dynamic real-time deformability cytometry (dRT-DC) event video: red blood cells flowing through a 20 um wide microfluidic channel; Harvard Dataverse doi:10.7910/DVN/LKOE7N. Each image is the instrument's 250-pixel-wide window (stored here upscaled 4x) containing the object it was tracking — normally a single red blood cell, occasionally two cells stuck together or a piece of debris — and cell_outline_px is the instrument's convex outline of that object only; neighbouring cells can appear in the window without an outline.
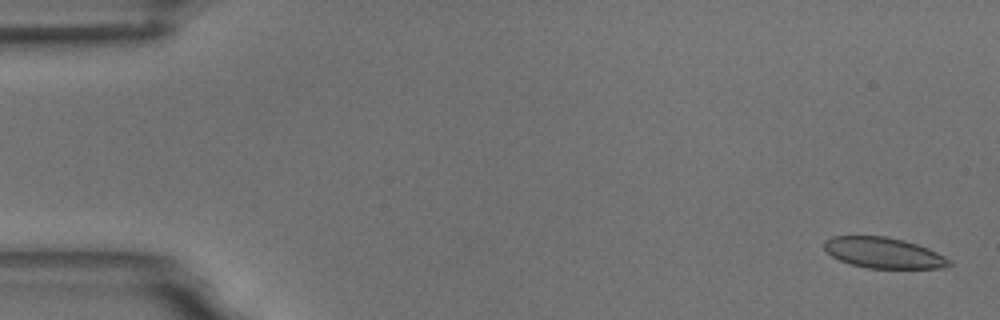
{"species": "common noctule bat (a hibernating species)", "species_latin": "Nyctalus noctula", "temperature_condition": "room temperature", "stored_images_in_passage": 56, "segment_of_instrument_passage": [1, 2], "camera_frame_rate_fps": 3000, "um_per_image_px": 0.085, "animal": {"sex": "male", "body_mass_g": 18.8}, "frame": {"image": 1, "passage_image": 1, "time_ms": 0.0, "image_size_px": [1000, 320], "cell_outline_px": [[952, 264], [944, 268], [868, 268], [852, 264], [840, 260], [832, 256], [824, 248], [824, 240], [832, 236], [884, 236], [904, 240], [928, 248], [952, 260]], "centroid_in_image_um": [75.12, 21.49], "position_along_channel_um": 9.9, "area_um2": 22.31}}
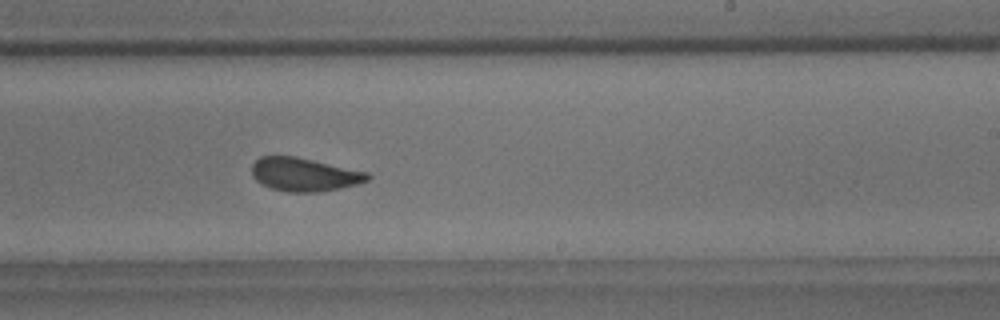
{"frame": {"image": 2, "passage_image": 33, "time_ms": 10.667, "image_size_px": [1000, 320], "cell_outline_px": [[372, 176], [368, 180], [356, 184], [340, 188], [320, 192], [288, 192], [272, 188], [260, 184], [252, 176], [252, 164], [260, 156], [296, 156], [368, 172]], "centroid_in_image_um": [25.85, 14.83], "position_along_channel_um": 263.1, "area_um2": 22.6}}
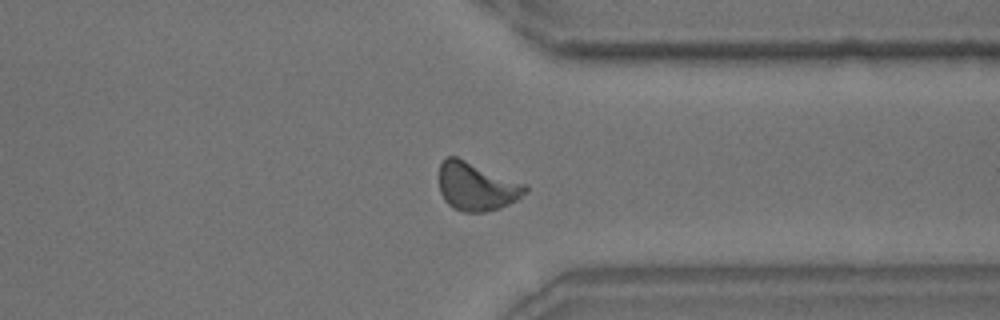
{"frame": {"image": 3, "passage_image": 42, "time_ms": 13.667, "image_size_px": [1000, 320], "cell_outline_px": [[528, 192], [516, 200], [500, 208], [484, 212], [464, 212], [452, 208], [444, 200], [440, 192], [440, 164], [448, 156], [456, 156], [528, 184]], "centroid_in_image_um": [40.53, 15.85], "position_along_channel_um": 370.9, "area_um2": 24.45}}